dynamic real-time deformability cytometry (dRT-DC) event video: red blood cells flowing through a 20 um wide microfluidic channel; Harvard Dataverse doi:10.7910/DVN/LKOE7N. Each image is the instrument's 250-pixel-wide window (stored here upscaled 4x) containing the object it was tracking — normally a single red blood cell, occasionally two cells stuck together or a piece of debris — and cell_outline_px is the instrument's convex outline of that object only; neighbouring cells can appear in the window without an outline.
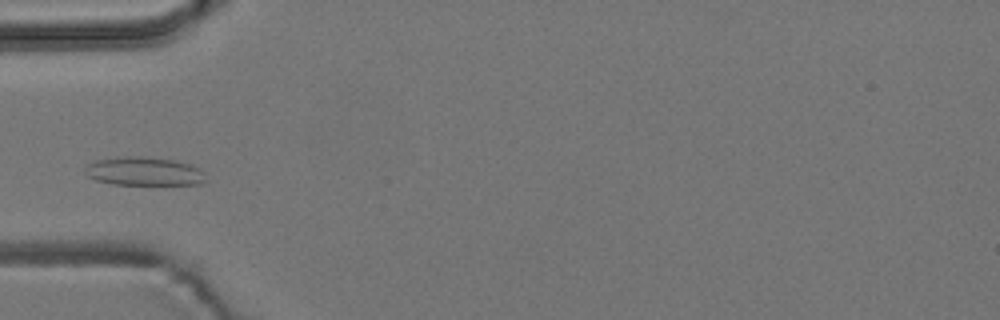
{"species": "common noctule bat (a hibernating species)", "species_latin": "Nyctalus noctula", "temperature_condition": "room temperature", "stored_images_in_passage": 4, "camera_frame_rate_fps": 3000, "um_per_image_px": 0.085, "animal": {"sex": "male", "body_mass_g": 19.2, "forearm_length_mm": 51.8}, "frame": {"image": 1, "passage_image": 4, "time_ms": 3.333, "image_size_px": [1000, 320], "cell_outline_px": [[208, 180], [200, 184], [112, 184], [96, 180], [88, 176], [84, 172], [84, 168], [88, 164], [96, 160], [124, 156], [140, 156], [176, 160], [192, 164], [200, 168], [204, 172]], "centroid_in_image_um": [12.28, 14.56], "position_along_channel_um": 72.7, "area_um2": 20.29}}